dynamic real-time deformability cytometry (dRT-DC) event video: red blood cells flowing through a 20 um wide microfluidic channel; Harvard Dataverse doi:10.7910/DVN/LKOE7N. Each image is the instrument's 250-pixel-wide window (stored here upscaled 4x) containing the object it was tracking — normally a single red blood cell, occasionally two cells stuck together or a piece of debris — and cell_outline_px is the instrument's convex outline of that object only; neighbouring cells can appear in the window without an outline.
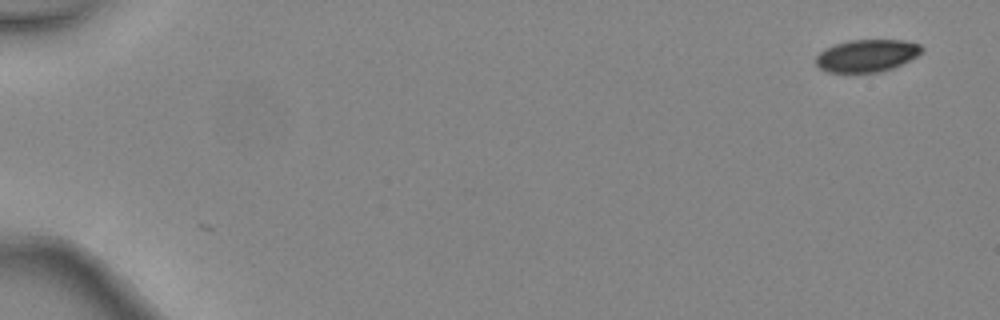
{"species": "common noctule bat (a hibernating species)", "species_latin": "Nyctalus noctula", "temperature_condition": "warm", "stored_images_in_passage": 4, "segment_of_instrument_passage": [2, 2], "camera_frame_rate_fps": 3000, "um_per_image_px": 0.085, "animal": {"sex": "female", "body_mass_g": 24.6, "forearm_length_mm": 56.2}, "frame": {"image": 1, "passage_image": 4, "time_ms": 1.0, "image_size_px": [1000, 320], "cell_outline_px": [[924, 52], [892, 68], [880, 72], [828, 72], [820, 68], [816, 64], [816, 56], [824, 48], [848, 40], [904, 40], [920, 44], [924, 48]], "centroid_in_image_um": [73.69, 4.72], "position_along_channel_um": 11.3, "area_um2": 19.94}}